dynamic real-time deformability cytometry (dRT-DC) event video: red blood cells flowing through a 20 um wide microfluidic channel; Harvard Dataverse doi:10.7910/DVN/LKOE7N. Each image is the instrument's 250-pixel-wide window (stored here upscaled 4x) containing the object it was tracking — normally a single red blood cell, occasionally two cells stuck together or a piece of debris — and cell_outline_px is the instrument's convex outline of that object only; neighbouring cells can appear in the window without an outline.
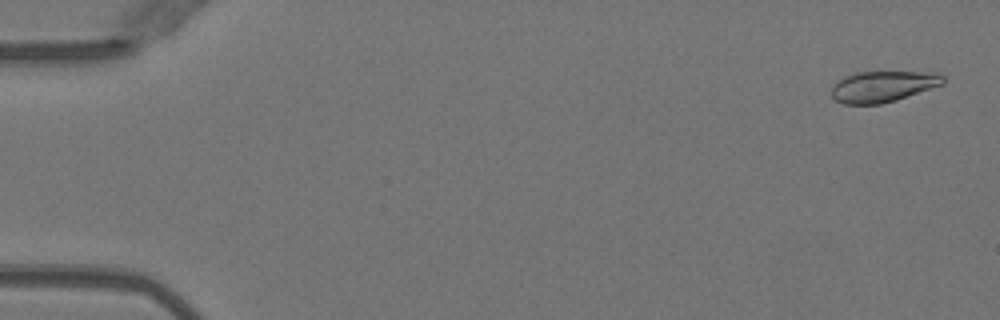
{"species": "Egyptian fruit bat (a non-hibernating species)", "species_latin": "Rousettus aegyptiacus", "temperature_condition": "warm", "stored_images_in_passage": 52, "camera_frame_rate_fps": 3000, "um_per_image_px": 0.085, "animal": {"sex": "female"}, "frame": {"image": 1, "passage_image": 2, "time_ms": 0.333, "image_size_px": [1000, 320], "cell_outline_px": [[944, 84], [896, 100], [880, 104], [844, 104], [836, 100], [832, 96], [832, 88], [844, 76], [856, 72], [936, 72], [944, 76]], "centroid_in_image_um": [75.07, 7.34], "position_along_channel_um": 9.9, "area_um2": 20.06}}
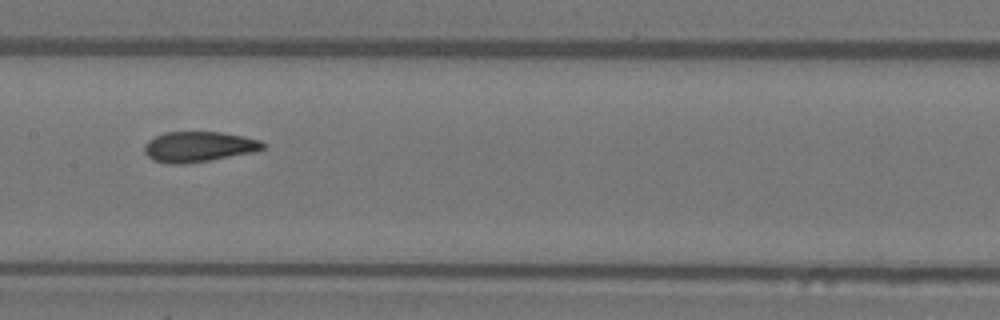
{"frame": {"image": 2, "passage_image": 26, "time_ms": 8.333, "image_size_px": [1000, 320], "cell_outline_px": [[268, 144], [264, 148], [256, 152], [184, 164], [168, 164], [152, 160], [144, 152], [144, 144], [148, 140], [164, 132], [220, 132], [260, 140]], "centroid_in_image_um": [16.88, 12.47], "position_along_channel_um": 190.5, "area_um2": 21.04}}
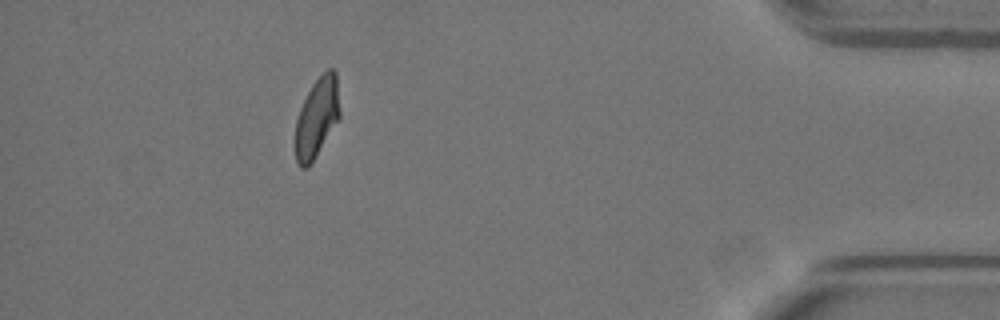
{"frame": {"image": 3, "passage_image": 46, "time_ms": 15.0, "image_size_px": [1000, 320], "cell_outline_px": [[340, 116], [308, 168], [300, 168], [296, 160], [296, 120], [300, 108], [312, 84], [328, 68], [332, 68], [336, 72], [340, 112]], "centroid_in_image_um": [26.94, 9.98], "position_along_channel_um": 408.3, "area_um2": 20.23}}